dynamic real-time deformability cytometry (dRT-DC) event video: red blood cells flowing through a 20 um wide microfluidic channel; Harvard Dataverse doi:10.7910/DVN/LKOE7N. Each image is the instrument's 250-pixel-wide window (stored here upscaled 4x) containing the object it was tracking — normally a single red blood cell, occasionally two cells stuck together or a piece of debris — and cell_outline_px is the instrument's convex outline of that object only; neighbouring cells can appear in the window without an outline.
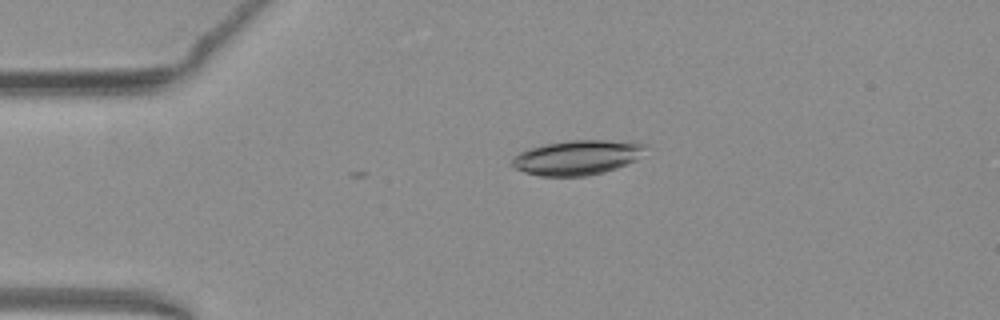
{"species": "common noctule bat (a hibernating species)", "species_latin": "Nyctalus noctula", "temperature_condition": "warm", "stored_images_in_passage": 14, "camera_frame_rate_fps": 3000, "um_per_image_px": 0.085, "animal": {"sex": "female", "body_mass_g": 19.3, "forearm_length_mm": 54.1}, "frame": {"image": 1, "passage_image": 11, "time_ms": 3.333, "image_size_px": [1000, 320], "cell_outline_px": [[648, 144], [636, 160], [616, 168], [604, 172], [584, 176], [540, 176], [524, 172], [512, 168], [512, 156], [528, 148], [544, 144], [572, 140], [608, 140]], "centroid_in_image_um": [49.0, 13.39], "position_along_channel_um": 36.0, "area_um2": 26.93}}